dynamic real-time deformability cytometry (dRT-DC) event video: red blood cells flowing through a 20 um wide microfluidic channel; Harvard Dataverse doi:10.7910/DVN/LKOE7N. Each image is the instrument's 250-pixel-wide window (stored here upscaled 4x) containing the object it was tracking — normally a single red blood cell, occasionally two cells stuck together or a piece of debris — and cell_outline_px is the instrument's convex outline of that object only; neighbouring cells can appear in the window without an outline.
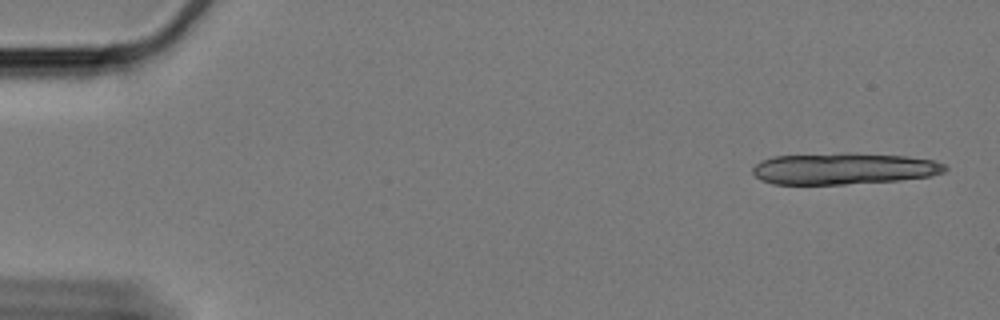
{"species": "Egyptian fruit bat (a non-hibernating species)", "species_latin": "Rousettus aegyptiacus", "temperature_condition": "cold", "stored_images_in_passage": 14, "camera_frame_rate_fps": 3000, "um_per_image_px": 0.085, "animal": {"sex": "female"}, "frame": {"image": 1, "passage_image": 1, "time_ms": 0.0, "image_size_px": [1000, 320], "cell_outline_px": [[948, 168], [944, 172], [932, 176], [900, 180], [844, 184], [772, 184], [760, 180], [752, 172], [752, 168], [760, 160], [772, 156], [840, 152], [848, 152], [904, 156], [932, 160], [944, 164]], "centroid_in_image_um": [71.68, 14.32], "position_along_channel_um": 13.3, "area_um2": 35.72}}